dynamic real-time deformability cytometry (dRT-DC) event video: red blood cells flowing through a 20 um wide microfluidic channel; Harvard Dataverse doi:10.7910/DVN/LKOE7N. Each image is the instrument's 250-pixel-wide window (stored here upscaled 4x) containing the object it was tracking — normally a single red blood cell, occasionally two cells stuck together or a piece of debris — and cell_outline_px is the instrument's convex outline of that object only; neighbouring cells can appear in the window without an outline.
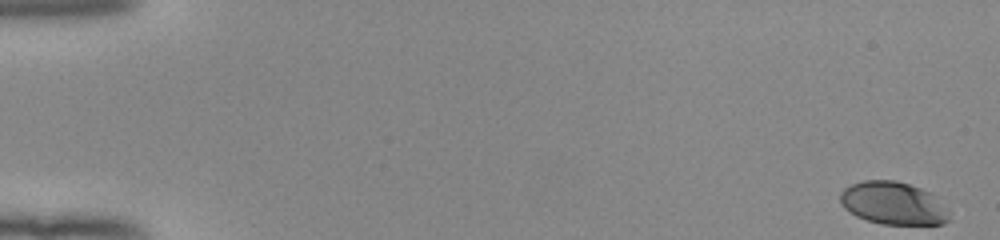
{"species": "human", "species_latin": "Homo sapiens", "temperature_condition": "room temperature", "stored_images_in_passage": 53, "camera_frame_rate_fps": 3000, "um_per_image_px": 0.085, "donor": {"sex": "female"}, "frame": {"image": 1, "passage_image": 1, "time_ms": 0.0, "image_size_px": [1000, 240], "cell_outline_px": [[948, 220], [944, 224], [884, 224], [868, 220], [856, 216], [844, 208], [840, 204], [840, 192], [844, 188], [852, 184], [864, 180], [896, 180], [920, 188], [928, 192], [948, 212]], "centroid_in_image_um": [75.85, 17.27], "position_along_channel_um": 9.2, "area_um2": 26.7}}
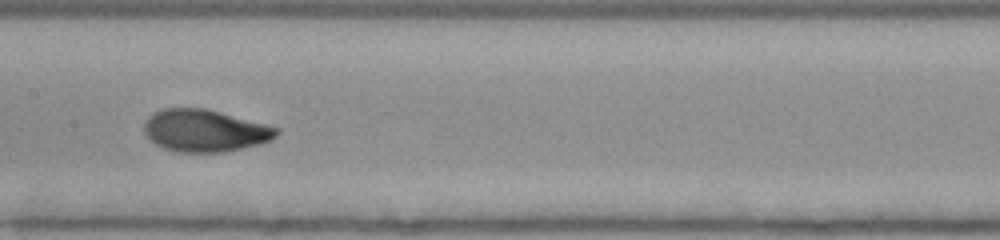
{"frame": {"image": 2, "passage_image": 28, "time_ms": 9.0, "image_size_px": [1000, 240], "cell_outline_px": [[280, 132], [272, 140], [224, 152], [180, 152], [164, 148], [156, 144], [144, 132], [144, 120], [152, 112], [160, 108], [204, 108], [220, 112], [280, 128]], "centroid_in_image_um": [17.38, 11.09], "position_along_channel_um": 190.0, "area_um2": 32.43}}
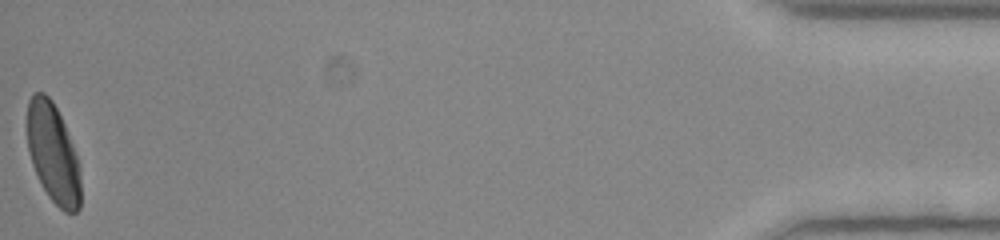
{"frame": {"image": 3, "passage_image": 53, "time_ms": 17.333, "image_size_px": [1000, 240], "cell_outline_px": [[80, 208], [76, 212], [64, 212], [48, 196], [32, 164], [28, 152], [28, 100], [32, 92], [44, 92], [52, 100], [64, 124], [72, 144], [80, 168]], "centroid_in_image_um": [4.51, 13.02], "position_along_channel_um": 430.7, "area_um2": 30.63}, "authors_computed_cell_mechanics": {"area_um2": 31.1542, "velocity_mm_per_s": 3.9606, "shape_relaxation_time_tau1_ms": 3.1118, "shape_relaxation_time_tau2_ms": null, "deformation_change_tau1": 0.1509, "deformation_change_tau2": null}}